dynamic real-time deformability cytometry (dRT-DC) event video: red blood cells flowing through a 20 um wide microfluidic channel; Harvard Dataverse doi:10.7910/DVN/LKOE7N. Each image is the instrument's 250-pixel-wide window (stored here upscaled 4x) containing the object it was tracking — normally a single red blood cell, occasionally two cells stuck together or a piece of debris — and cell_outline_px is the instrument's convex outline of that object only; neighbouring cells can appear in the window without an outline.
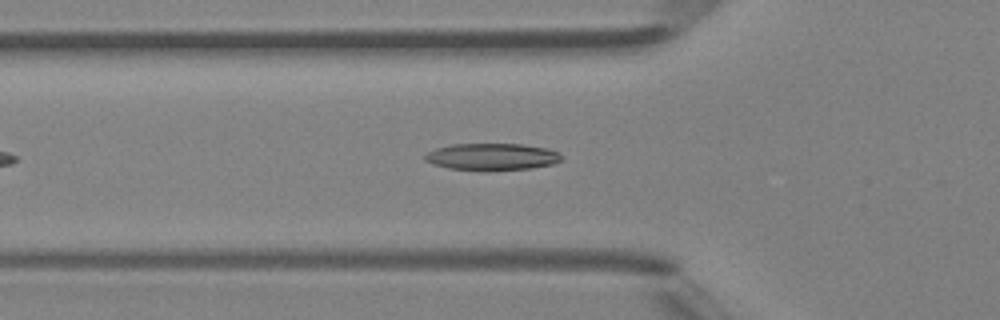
{"species": "Egyptian fruit bat (a non-hibernating species)", "species_latin": "Rousettus aegyptiacus", "temperature_condition": "room temperature", "stored_images_in_passage": 38, "camera_frame_rate_fps": 3000, "um_per_image_px": 0.085, "animal": {"sex": "female"}, "frame": {"image": 1, "passage_image": 7, "time_ms": 2.0, "image_size_px": [1000, 320], "cell_outline_px": [[560, 160], [552, 164], [532, 168], [484, 172], [480, 172], [448, 168], [432, 164], [424, 160], [424, 156], [428, 152], [436, 148], [452, 144], [524, 144], [548, 148], [560, 152]], "centroid_in_image_um": [41.8, 13.34], "position_along_channel_um": 84.0, "area_um2": 21.91}}
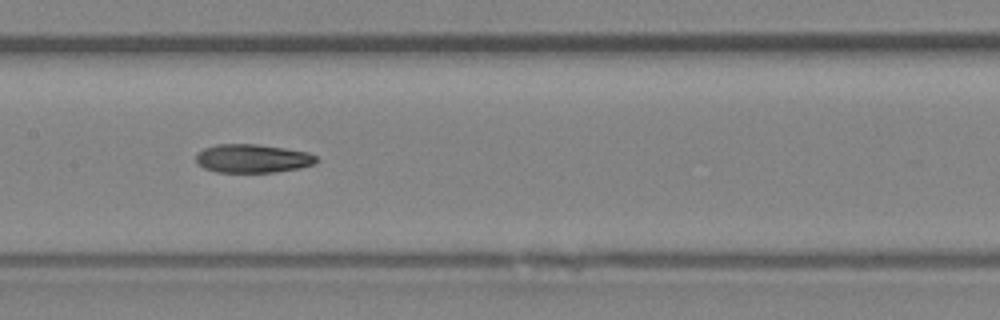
{"frame": {"image": 2, "passage_image": 14, "time_ms": 4.333, "image_size_px": [1000, 320], "cell_outline_px": [[320, 160], [312, 164], [300, 168], [272, 172], [216, 172], [204, 168], [196, 164], [196, 152], [204, 148], [216, 144], [256, 144], [284, 148], [308, 152], [316, 156]], "centroid_in_image_um": [21.43, 13.47], "position_along_channel_um": 186.0, "area_um2": 20.11}}
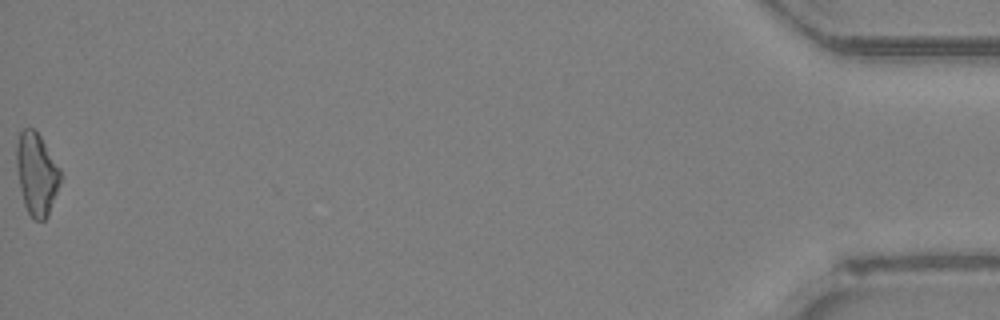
{"frame": {"image": 3, "passage_image": 38, "time_ms": 12.333, "image_size_px": [1000, 320], "cell_outline_px": [[60, 180], [48, 216], [44, 220], [36, 220], [28, 212], [24, 204], [20, 188], [16, 168], [16, 144], [20, 132], [24, 128], [32, 128], [40, 136], [60, 168]], "centroid_in_image_um": [3.09, 14.77], "position_along_channel_um": 432.1, "area_um2": 20.75}, "authors_computed_cell_mechanics": {"area_um2": 20.6057, "velocity_mm_per_s": 4.379, "shape_relaxation_time_tau1_ms": null, "shape_relaxation_time_tau2_ms": 7.9041, "deformation_change_tau1": null, "deformation_change_tau2": 0.1855}}